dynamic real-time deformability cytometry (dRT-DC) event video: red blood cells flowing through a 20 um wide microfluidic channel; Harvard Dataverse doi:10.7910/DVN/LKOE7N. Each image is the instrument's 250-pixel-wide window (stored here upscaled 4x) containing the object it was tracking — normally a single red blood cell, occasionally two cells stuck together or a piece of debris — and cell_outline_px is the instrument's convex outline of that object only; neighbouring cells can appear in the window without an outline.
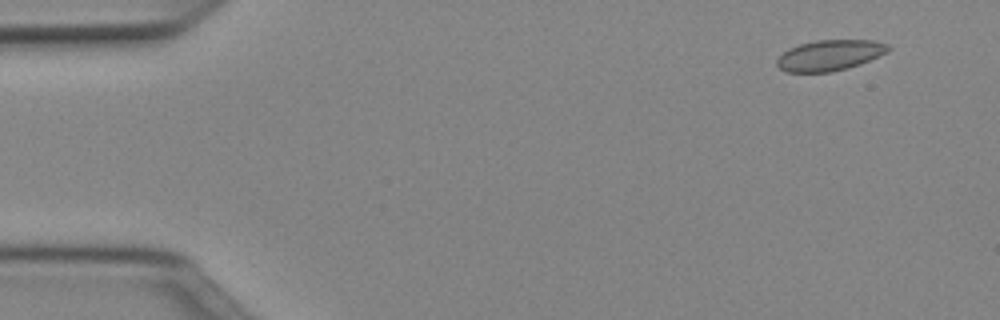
{"species": "Egyptian fruit bat (a non-hibernating species)", "species_latin": "Rousettus aegyptiacus", "temperature_condition": "cold", "stored_images_in_passage": 51, "camera_frame_rate_fps": 3000, "um_per_image_px": 0.085, "animal": {"sex": "female"}, "frame": {"image": 1, "passage_image": 4, "time_ms": 1.0, "image_size_px": [1000, 320], "cell_outline_px": [[892, 48], [888, 52], [880, 56], [860, 64], [848, 68], [832, 72], [784, 72], [776, 64], [776, 60], [788, 48], [800, 44], [816, 40], [872, 40], [888, 44]], "centroid_in_image_um": [70.55, 4.7], "position_along_channel_um": 14.5, "area_um2": 20.06}}
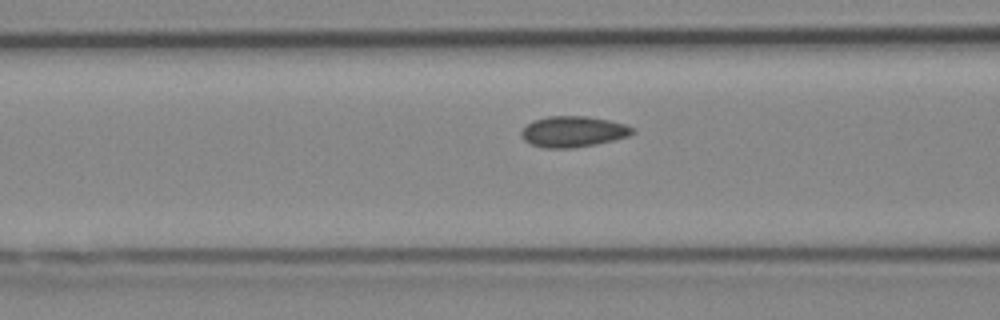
{"frame": {"image": 2, "passage_image": 20, "time_ms": 6.333, "image_size_px": [1000, 320], "cell_outline_px": [[636, 132], [628, 136], [596, 144], [572, 148], [544, 148], [528, 144], [520, 136], [520, 132], [532, 120], [548, 116], [588, 116], [608, 120], [624, 124], [636, 128]], "centroid_in_image_um": [48.7, 11.19], "position_along_channel_um": 117.9, "area_um2": 20.17}}
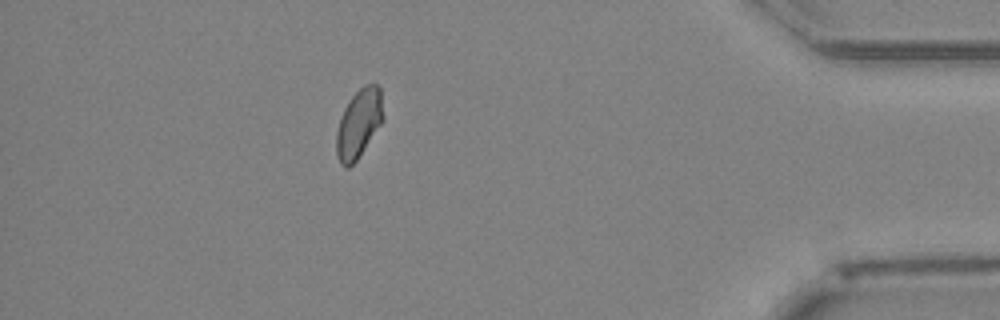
{"frame": {"image": 3, "passage_image": 45, "time_ms": 14.667, "image_size_px": [1000, 320], "cell_outline_px": [[384, 120], [356, 160], [348, 168], [344, 168], [340, 164], [336, 156], [336, 132], [344, 108], [352, 96], [364, 84], [376, 84], [380, 88], [384, 116]], "centroid_in_image_um": [30.5, 10.51], "position_along_channel_um": 404.7, "area_um2": 18.73}, "authors_computed_cell_mechanics": {"area_um2": 19.363, "velocity_mm_per_s": 3.9973, "shape_relaxation_time_tau1_ms": null, "shape_relaxation_time_tau2_ms": 1.3409, "deformation_change_tau1": null, "deformation_change_tau2": 0.043}}